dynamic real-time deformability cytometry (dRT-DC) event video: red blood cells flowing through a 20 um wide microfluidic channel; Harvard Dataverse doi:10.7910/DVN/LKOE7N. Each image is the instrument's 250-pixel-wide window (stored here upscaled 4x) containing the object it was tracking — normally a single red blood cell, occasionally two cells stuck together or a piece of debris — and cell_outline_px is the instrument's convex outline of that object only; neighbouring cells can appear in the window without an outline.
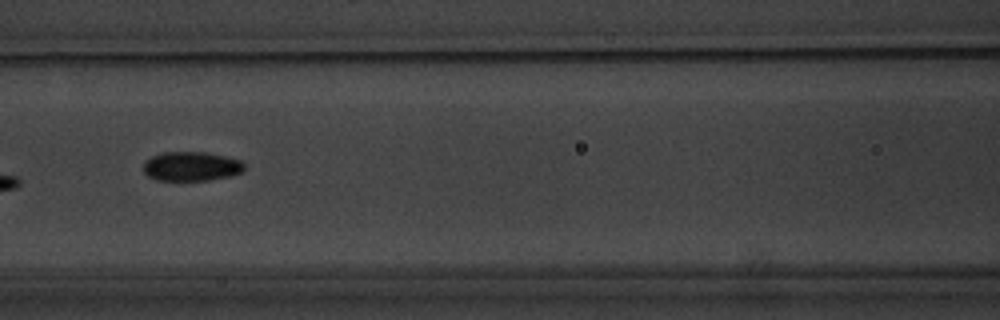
{"species": "common noctule bat (a hibernating species)", "species_latin": "Nyctalus noctula", "temperature_condition": "warm", "stored_images_in_passage": 11, "camera_frame_rate_fps": 3000, "um_per_image_px": 0.085, "animal": {"sex": "male", "body_mass_g": 20.1, "forearm_length_mm": 53.5}, "frame": {"image": 1, "passage_image": 7, "time_ms": 7.333, "image_size_px": [1000, 320], "cell_outline_px": [[244, 168], [240, 172], [232, 176], [208, 180], [156, 180], [148, 176], [144, 172], [144, 160], [152, 156], [164, 152], [204, 152], [224, 156], [240, 160], [244, 164]], "centroid_in_image_um": [16.24, 14.14], "position_along_channel_um": 150.4, "area_um2": 17.17}}